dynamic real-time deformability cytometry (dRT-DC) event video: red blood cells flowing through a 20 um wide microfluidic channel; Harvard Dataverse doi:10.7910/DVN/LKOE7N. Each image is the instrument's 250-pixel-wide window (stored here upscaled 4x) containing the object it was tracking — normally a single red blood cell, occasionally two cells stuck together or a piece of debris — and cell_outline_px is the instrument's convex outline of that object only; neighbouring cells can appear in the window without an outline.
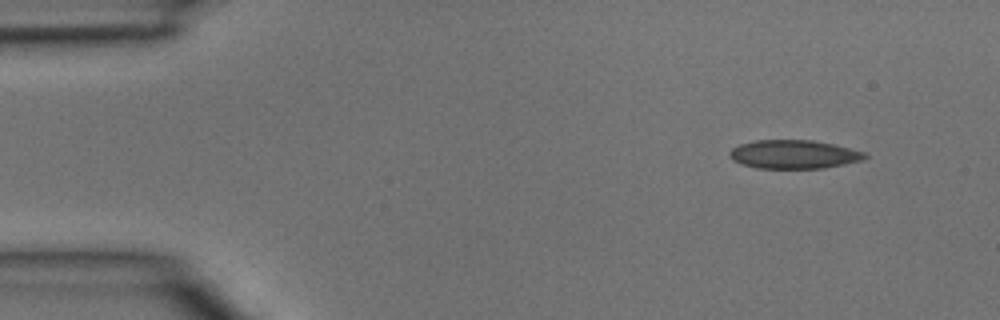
{"species": "common noctule bat (a hibernating species)", "species_latin": "Nyctalus noctula", "temperature_condition": "room temperature", "stored_images_in_passage": 4, "camera_frame_rate_fps": 3000, "um_per_image_px": 0.085, "animal": {"sex": "male", "body_mass_g": 15.6}, "frame": {"image": 1, "passage_image": 1, "time_ms": 0.0, "image_size_px": [1000, 320], "cell_outline_px": [[868, 156], [864, 160], [824, 168], [756, 168], [740, 164], [732, 160], [728, 156], [728, 152], [732, 148], [740, 144], [756, 140], [812, 140], [832, 144], [864, 152]], "centroid_in_image_um": [67.43, 13.12], "position_along_channel_um": 17.6, "area_um2": 22.6}}
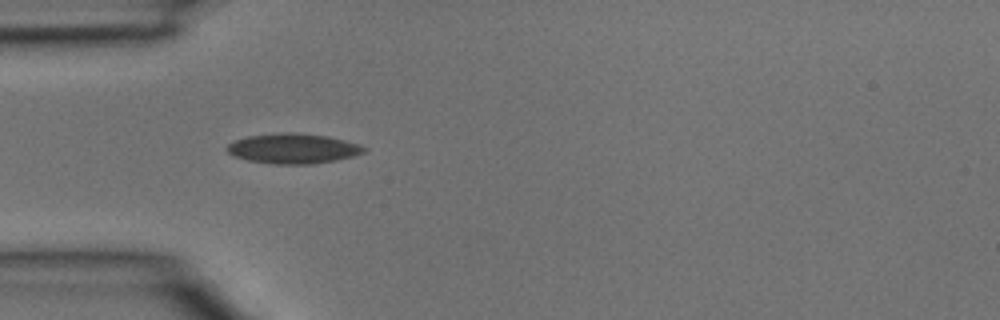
{"frame": {"image": 2, "passage_image": 3, "time_ms": 0.667, "image_size_px": [1000, 320], "cell_outline_px": [[368, 148], [364, 152], [352, 156], [336, 160], [312, 164], [276, 164], [248, 160], [232, 156], [224, 148], [228, 144], [236, 140], [248, 136], [284, 132], [300, 132], [328, 136], [360, 144]], "centroid_in_image_um": [24.91, 12.62], "position_along_channel_um": 60.1, "area_um2": 24.1}}